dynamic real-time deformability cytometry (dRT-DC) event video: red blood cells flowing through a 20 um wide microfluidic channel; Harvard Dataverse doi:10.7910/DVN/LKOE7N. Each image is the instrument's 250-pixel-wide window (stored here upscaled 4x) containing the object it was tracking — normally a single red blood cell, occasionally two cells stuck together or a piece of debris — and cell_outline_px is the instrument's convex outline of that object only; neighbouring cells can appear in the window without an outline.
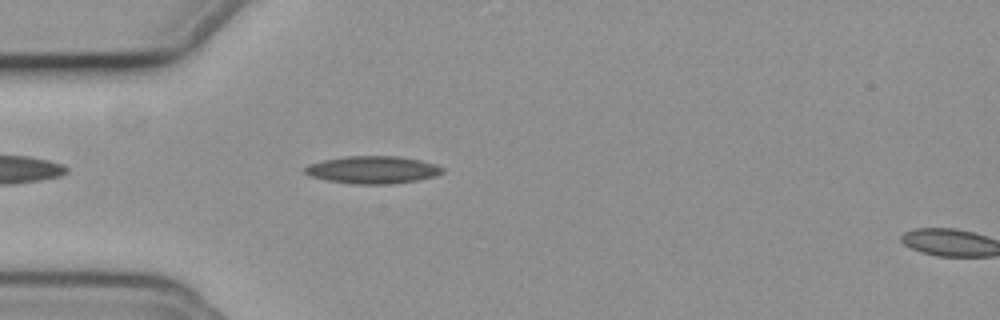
{"species": "common noctule bat (a hibernating species)", "species_latin": "Nyctalus noctula", "temperature_condition": "cold", "stored_images_in_passage": 44, "camera_frame_rate_fps": 3000, "um_per_image_px": 0.085, "animal": {"sex": "female", "body_mass_g": 19.3, "forearm_length_mm": 54.1}, "frame": {"image": 1, "passage_image": 4, "time_ms": 1.0, "image_size_px": [1000, 320], "cell_outline_px": [[444, 172], [436, 176], [416, 180], [392, 184], [352, 184], [328, 180], [308, 176], [304, 172], [304, 168], [308, 164], [324, 160], [344, 156], [396, 156], [420, 160], [436, 164], [444, 168]], "centroid_in_image_um": [31.67, 14.43], "position_along_channel_um": 53.3, "area_um2": 22.14}}
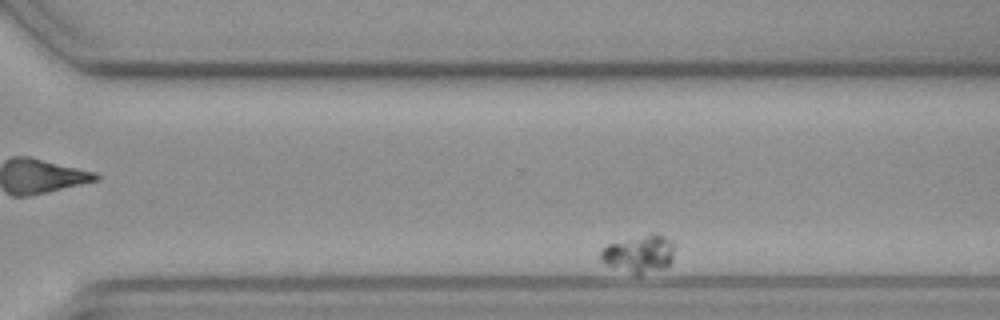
{"frame": {"image": 2, "passage_image": 30, "time_ms": 9.667, "image_size_px": [1000, 320], "cell_outline_px": [[676, 248], [672, 260], [668, 268], [640, 272], [632, 272], [604, 264], [600, 260], [600, 252], [608, 244], [652, 232], [656, 232], [676, 240]], "centroid_in_image_um": [54.43, 21.51], "position_along_channel_um": 316.2, "area_um2": 16.3}}
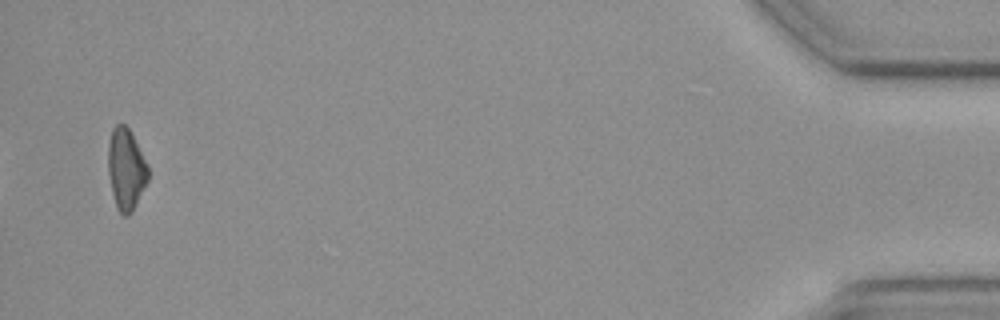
{"frame": {"image": 3, "passage_image": 42, "time_ms": 13.667, "image_size_px": [1000, 320], "cell_outline_px": [[148, 180], [132, 212], [128, 216], [124, 216], [116, 208], [112, 192], [108, 172], [108, 144], [112, 128], [116, 124], [124, 124], [128, 128], [148, 164]], "centroid_in_image_um": [10.7, 14.39], "position_along_channel_um": 424.5, "area_um2": 18.9}}